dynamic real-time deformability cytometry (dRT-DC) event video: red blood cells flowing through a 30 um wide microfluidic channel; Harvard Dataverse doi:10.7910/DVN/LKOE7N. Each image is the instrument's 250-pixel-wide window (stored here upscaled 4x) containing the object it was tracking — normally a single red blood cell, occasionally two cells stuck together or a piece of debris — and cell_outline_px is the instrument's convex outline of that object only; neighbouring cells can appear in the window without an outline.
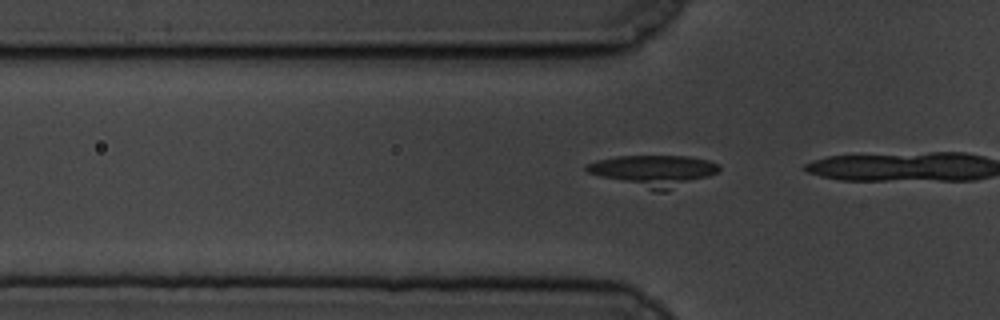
{"species": "common noctule bat (a hibernating species)", "species_latin": "Nyctalus noctula", "temperature_condition": "cold", "stored_images_in_passage": 6, "camera_frame_rate_fps": 3000, "um_per_image_px": 0.085, "animal": {"sex": "male", "body_mass_g": 19.5, "forearm_length_mm": 54.6}, "frame": {"image": 1, "passage_image": 3, "time_ms": 0.667, "image_size_px": [1000, 320], "cell_outline_px": [[720, 168], [716, 172], [708, 176], [664, 192], [652, 192], [600, 176], [588, 172], [584, 168], [588, 164], [596, 160], [616, 156], [688, 156], [708, 160], [720, 164]], "centroid_in_image_um": [55.54, 14.52], "position_along_channel_um": 70.3, "area_um2": 24.22}}